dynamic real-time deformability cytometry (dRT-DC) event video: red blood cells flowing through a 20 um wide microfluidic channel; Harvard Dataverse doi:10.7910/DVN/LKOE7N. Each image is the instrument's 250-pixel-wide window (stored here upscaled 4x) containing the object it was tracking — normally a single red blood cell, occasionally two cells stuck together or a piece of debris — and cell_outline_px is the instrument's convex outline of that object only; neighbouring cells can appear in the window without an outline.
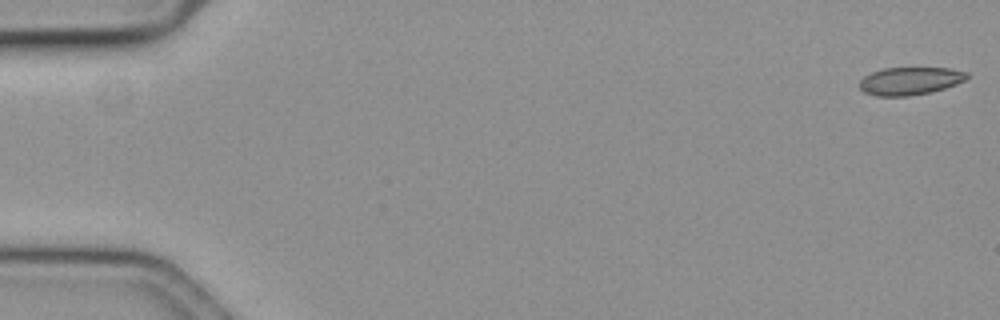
{"species": "common noctule bat (a hibernating species)", "species_latin": "Nyctalus noctula", "temperature_condition": "cold", "stored_images_in_passage": 48, "camera_frame_rate_fps": 3000, "um_per_image_px": 0.085, "animal": {"sex": "female", "body_mass_g": 19.3, "forearm_length_mm": 54.1}, "frame": {"image": 1, "passage_image": 1, "time_ms": 0.0, "image_size_px": [1000, 320], "cell_outline_px": [[968, 76], [964, 80], [956, 84], [944, 88], [928, 92], [908, 96], [876, 96], [864, 92], [860, 88], [860, 80], [864, 76], [872, 72], [884, 68], [948, 68], [968, 72]], "centroid_in_image_um": [77.33, 6.88], "position_along_channel_um": 7.7, "area_um2": 17.22}}
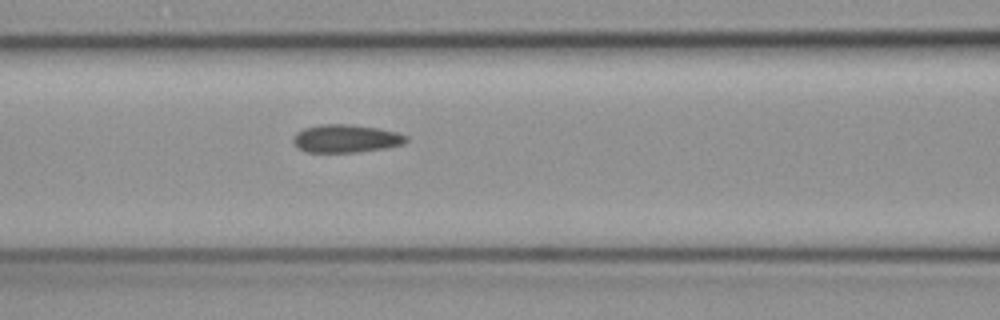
{"frame": {"image": 2, "passage_image": 25, "time_ms": 8.0, "image_size_px": [1000, 320], "cell_outline_px": [[408, 140], [404, 144], [384, 148], [356, 152], [308, 152], [300, 148], [292, 140], [292, 136], [296, 132], [304, 128], [320, 124], [348, 124], [376, 128], [396, 132], [408, 136]], "centroid_in_image_um": [29.4, 11.77], "position_along_channel_um": 137.2, "area_um2": 18.32}}
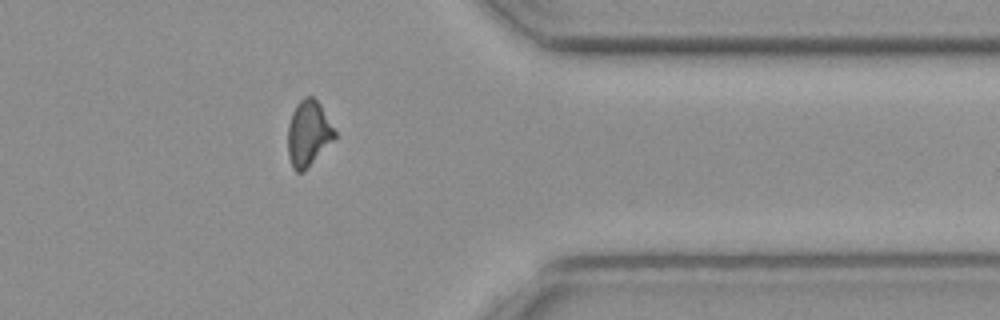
{"frame": {"image": 3, "passage_image": 47, "time_ms": 15.333, "image_size_px": [1000, 320], "cell_outline_px": [[336, 136], [304, 172], [296, 172], [292, 168], [288, 156], [288, 124], [292, 112], [296, 104], [304, 96], [312, 96], [320, 104], [336, 132]], "centroid_in_image_um": [26.18, 11.34], "position_along_channel_um": 385.2, "area_um2": 17.86}}